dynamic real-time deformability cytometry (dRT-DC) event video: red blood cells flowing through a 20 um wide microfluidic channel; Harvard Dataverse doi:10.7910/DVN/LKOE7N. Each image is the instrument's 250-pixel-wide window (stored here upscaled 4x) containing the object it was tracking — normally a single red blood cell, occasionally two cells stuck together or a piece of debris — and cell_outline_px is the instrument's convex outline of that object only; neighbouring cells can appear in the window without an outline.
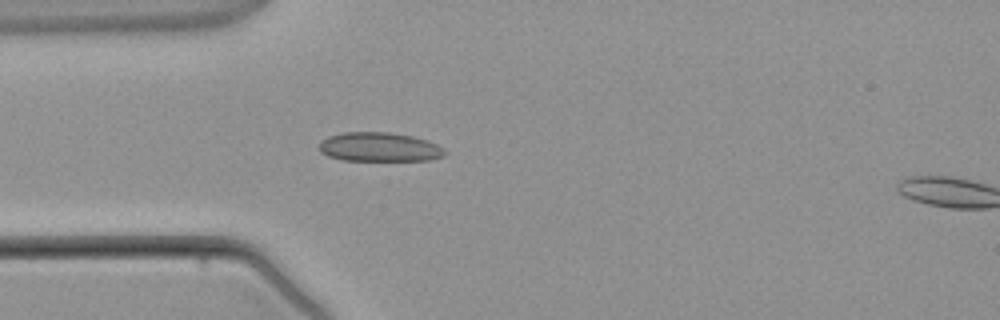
{"species": "common noctule bat (a hibernating species)", "species_latin": "Nyctalus noctula", "temperature_condition": "warm", "stored_images_in_passage": 4, "camera_frame_rate_fps": 3000, "um_per_image_px": 0.085, "animal": {"sex": "male", "body_mass_g": 21.5, "forearm_length_mm": 52.0}, "frame": {"image": 1, "passage_image": 3, "time_ms": 3.667, "image_size_px": [1000, 320], "cell_outline_px": [[448, 152], [444, 156], [432, 160], [344, 160], [328, 156], [320, 152], [320, 144], [328, 136], [344, 132], [388, 132], [412, 136], [428, 140], [444, 148]], "centroid_in_image_um": [32.3, 12.5], "position_along_channel_um": 52.7, "area_um2": 21.33}}